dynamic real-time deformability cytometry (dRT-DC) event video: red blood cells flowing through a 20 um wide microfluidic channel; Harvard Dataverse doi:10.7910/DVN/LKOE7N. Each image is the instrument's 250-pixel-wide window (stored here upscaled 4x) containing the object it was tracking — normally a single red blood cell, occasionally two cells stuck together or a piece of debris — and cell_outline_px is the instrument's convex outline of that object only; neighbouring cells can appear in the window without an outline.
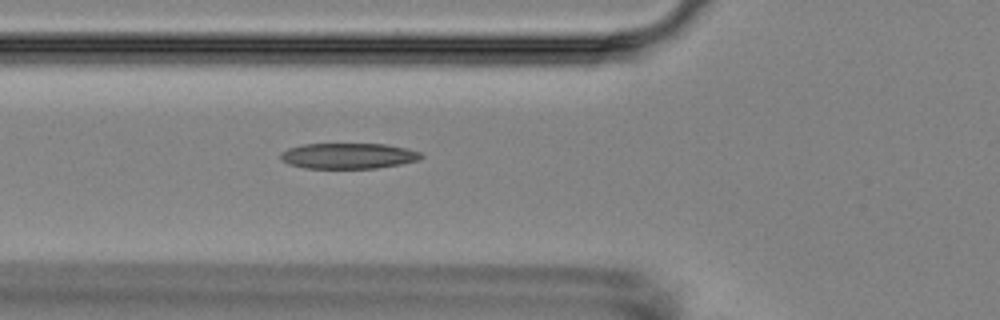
{"species": "Egyptian fruit bat (a non-hibernating species)", "species_latin": "Rousettus aegyptiacus", "temperature_condition": "room temperature", "stored_images_in_passage": 5, "camera_frame_rate_fps": 3000, "um_per_image_px": 0.085, "animal": {"sex": "female"}, "frame": {"image": 1, "passage_image": 5, "time_ms": 4.667, "image_size_px": [1000, 320], "cell_outline_px": [[424, 156], [420, 160], [400, 164], [376, 168], [304, 168], [288, 164], [280, 160], [280, 152], [288, 148], [300, 144], [384, 144], [404, 148], [420, 152]], "centroid_in_image_um": [29.56, 13.25], "position_along_channel_um": 96.2, "area_um2": 21.1}}